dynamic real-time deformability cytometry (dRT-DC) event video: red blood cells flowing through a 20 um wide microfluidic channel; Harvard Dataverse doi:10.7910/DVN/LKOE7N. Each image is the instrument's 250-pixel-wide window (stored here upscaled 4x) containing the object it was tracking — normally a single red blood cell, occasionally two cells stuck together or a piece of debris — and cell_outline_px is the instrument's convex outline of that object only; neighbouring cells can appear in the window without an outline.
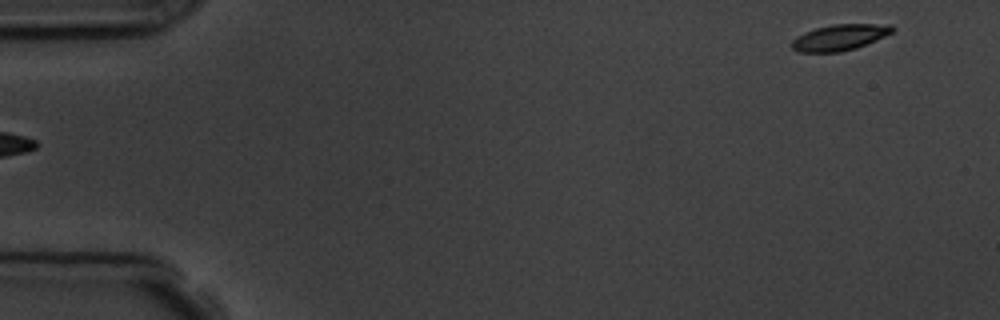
{"species": "common noctule bat (a hibernating species)", "species_latin": "Nyctalus noctula", "temperature_condition": "room temperature", "stored_images_in_passage": 6, "segment_of_instrument_passage": [2, 2], "camera_frame_rate_fps": 3000, "um_per_image_px": 0.085, "animal": {"sex": "male", "body_mass_g": 19.5, "forearm_length_mm": 54.6}, "frame": {"image": 1, "passage_image": 6, "time_ms": 5.667, "image_size_px": [1000, 320], "cell_outline_px": [[896, 28], [892, 32], [876, 40], [856, 48], [840, 52], [800, 52], [792, 48], [792, 40], [796, 36], [804, 32], [816, 28], [832, 24], [888, 24]], "centroid_in_image_um": [71.37, 3.17], "position_along_channel_um": 13.6, "area_um2": 15.2}}